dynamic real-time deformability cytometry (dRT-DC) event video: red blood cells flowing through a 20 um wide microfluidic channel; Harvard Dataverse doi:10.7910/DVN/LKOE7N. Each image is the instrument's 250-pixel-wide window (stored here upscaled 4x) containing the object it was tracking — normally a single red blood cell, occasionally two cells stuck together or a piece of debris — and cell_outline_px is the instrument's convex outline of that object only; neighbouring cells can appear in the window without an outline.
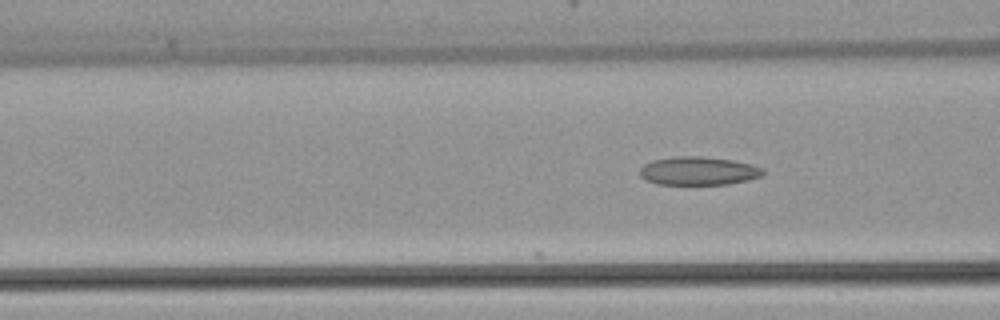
{"species": "common noctule bat (a hibernating species)", "species_latin": "Nyctalus noctula", "temperature_condition": "warm", "stored_images_in_passage": 4, "camera_frame_rate_fps": 3000, "um_per_image_px": 0.085, "animal": {"sex": "female", "body_mass_g": 22.7, "forearm_length_mm": 54.2}, "frame": {"image": 1, "passage_image": 4, "time_ms": 1.0, "image_size_px": [1000, 320], "cell_outline_px": [[764, 176], [748, 180], [728, 184], [656, 184], [644, 180], [640, 176], [640, 168], [644, 164], [652, 160], [672, 156], [704, 156], [732, 160], [752, 164], [764, 168]], "centroid_in_image_um": [59.37, 14.52], "position_along_channel_um": 107.2, "area_um2": 20.69}}